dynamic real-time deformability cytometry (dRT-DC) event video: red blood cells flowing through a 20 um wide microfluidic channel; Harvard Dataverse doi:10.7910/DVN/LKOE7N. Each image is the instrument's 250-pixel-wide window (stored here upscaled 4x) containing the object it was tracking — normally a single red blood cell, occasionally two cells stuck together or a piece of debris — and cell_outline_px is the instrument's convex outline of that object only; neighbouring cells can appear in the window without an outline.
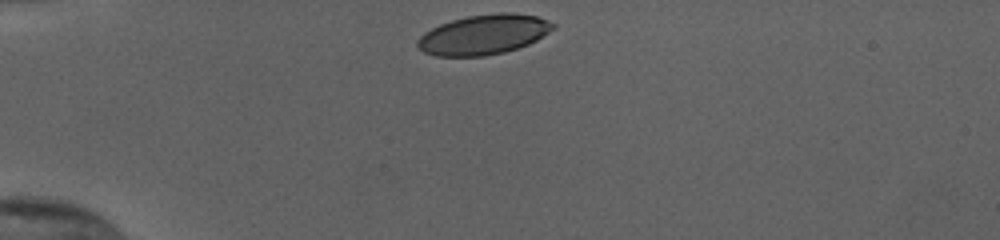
{"species": "human", "species_latin": "Homo sapiens", "temperature_condition": "cold", "stored_images_in_passage": 32, "camera_frame_rate_fps": 3000, "um_per_image_px": 0.085, "donor": {"sex": "female"}, "frame": {"image": 1, "passage_image": 1, "time_ms": 0.0, "image_size_px": [1000, 240], "cell_outline_px": [[556, 28], [536, 40], [528, 44], [504, 52], [484, 56], [436, 56], [424, 52], [416, 44], [416, 40], [424, 32], [440, 24], [452, 20], [468, 16], [500, 12], [512, 12], [536, 16], [556, 24]], "centroid_in_image_um": [41.11, 2.93], "position_along_channel_um": 43.9, "area_um2": 31.44}}
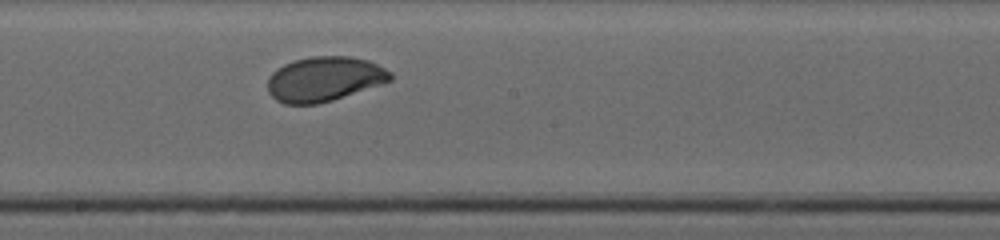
{"frame": {"image": 2, "passage_image": 18, "time_ms": 5.667, "image_size_px": [1000, 240], "cell_outline_px": [[392, 80], [332, 100], [316, 104], [284, 104], [276, 100], [268, 92], [268, 80], [272, 72], [276, 68], [284, 64], [296, 60], [312, 56], [348, 56], [368, 60], [392, 72]], "centroid_in_image_um": [27.54, 6.71], "position_along_channel_um": 220.7, "area_um2": 31.79}}
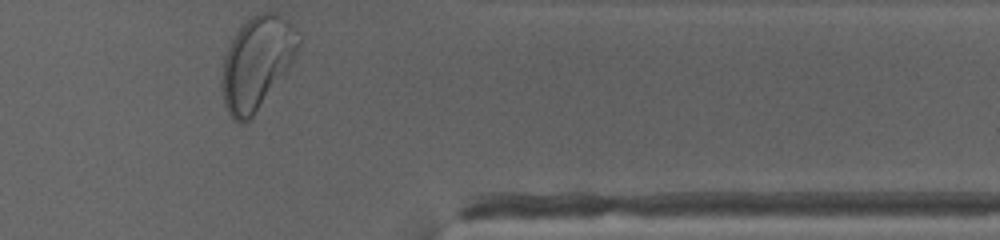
{"frame": {"image": 3, "passage_image": 32, "time_ms": 10.333, "image_size_px": [1000, 240], "cell_outline_px": [[300, 44], [288, 68], [252, 116], [248, 120], [240, 124], [232, 120], [224, 104], [220, 84], [220, 76], [224, 56], [236, 32], [252, 16], [260, 12], [272, 12], [280, 16], [292, 28], [300, 40]], "centroid_in_image_um": [21.76, 5.38], "position_along_channel_um": 389.6, "area_um2": 40.46}, "authors_computed_cell_mechanics": {"area_um2": 32.079, "velocity_mm_per_s": 3.8216, "shape_relaxation_time_tau1_ms": 2.2536, "shape_relaxation_time_tau2_ms": 0.9005, "deformation_change_tau1": 0.1204, "deformation_change_tau2": 0.0516}}